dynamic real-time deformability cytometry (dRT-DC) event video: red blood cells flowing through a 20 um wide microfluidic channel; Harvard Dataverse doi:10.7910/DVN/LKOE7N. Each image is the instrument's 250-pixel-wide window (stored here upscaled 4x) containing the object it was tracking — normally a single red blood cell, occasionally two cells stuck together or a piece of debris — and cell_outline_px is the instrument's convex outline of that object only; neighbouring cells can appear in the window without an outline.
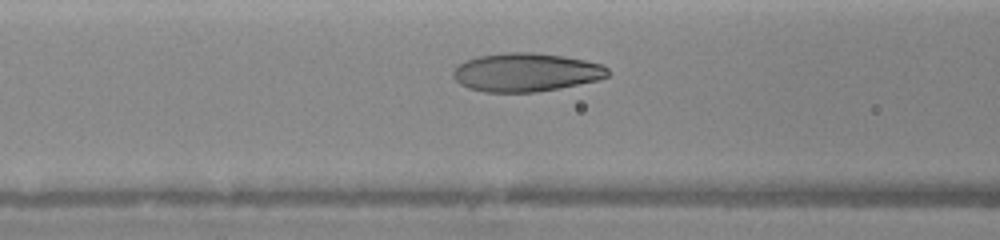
{"species": "human", "species_latin": "Homo sapiens", "temperature_condition": "warm", "stored_images_in_passage": 35, "camera_frame_rate_fps": 3000, "um_per_image_px": 0.085, "donor": {"sex": "female"}, "frame": {"image": 1, "passage_image": 11, "time_ms": 3.333, "image_size_px": [1000, 240], "cell_outline_px": [[608, 76], [596, 80], [560, 88], [536, 92], [484, 92], [468, 88], [460, 84], [452, 76], [452, 72], [464, 60], [476, 56], [508, 52], [532, 52], [560, 56], [584, 60], [604, 64], [608, 68]], "centroid_in_image_um": [44.68, 6.14], "position_along_channel_um": 121.9, "area_um2": 34.68}}
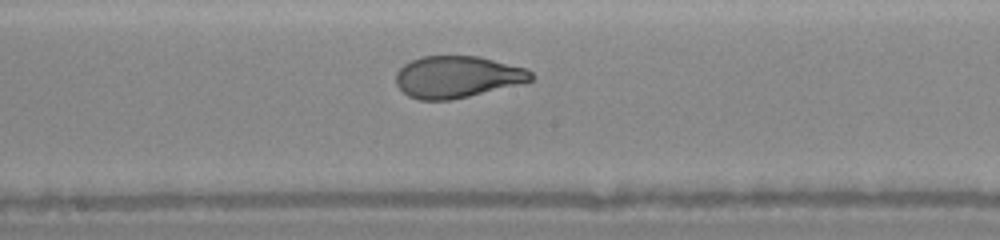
{"frame": {"image": 2, "passage_image": 17, "time_ms": 5.333, "image_size_px": [1000, 240], "cell_outline_px": [[536, 76], [532, 80], [452, 100], [420, 100], [408, 96], [396, 84], [396, 72], [404, 64], [420, 56], [480, 56], [528, 68]], "centroid_in_image_um": [38.86, 6.52], "position_along_channel_um": 209.3, "area_um2": 32.89}}
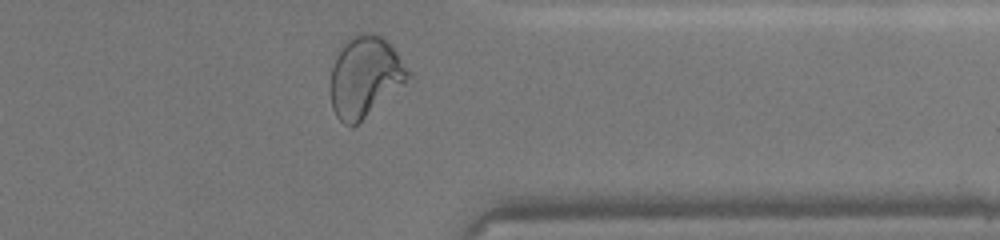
{"frame": {"image": 3, "passage_image": 34, "time_ms": 9.333, "image_size_px": [1000, 240], "cell_outline_px": [[412, 76], [352, 128], [344, 124], [336, 116], [332, 108], [332, 68], [336, 56], [340, 48], [352, 36], [360, 32], [372, 32], [384, 36], [392, 44]], "centroid_in_image_um": [31.03, 6.48], "position_along_channel_um": 380.4, "area_um2": 36.07}}